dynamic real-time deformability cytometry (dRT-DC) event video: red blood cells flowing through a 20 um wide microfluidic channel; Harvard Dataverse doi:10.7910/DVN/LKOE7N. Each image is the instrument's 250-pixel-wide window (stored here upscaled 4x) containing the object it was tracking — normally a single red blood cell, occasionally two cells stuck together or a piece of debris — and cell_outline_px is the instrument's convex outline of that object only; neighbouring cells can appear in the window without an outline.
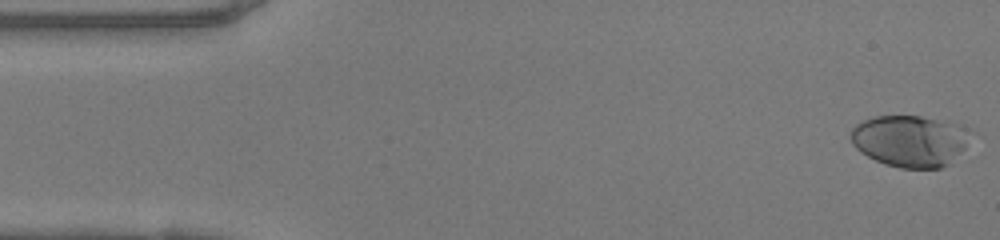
{"species": "human", "species_latin": "Homo sapiens", "temperature_condition": "warm", "stored_images_in_passage": 48, "camera_frame_rate_fps": 3000, "um_per_image_px": 0.085, "donor": {"sex": "female"}, "frame": {"image": 1, "passage_image": 1, "time_ms": 0.0, "image_size_px": [1000, 240], "cell_outline_px": [[976, 132], [964, 148], [948, 164], [940, 168], [900, 168], [884, 164], [860, 152], [852, 144], [852, 128], [856, 124], [872, 116], [920, 116], [948, 120], [960, 124]], "centroid_in_image_um": [77.42, 11.95], "position_along_channel_um": 7.6, "area_um2": 36.47}}
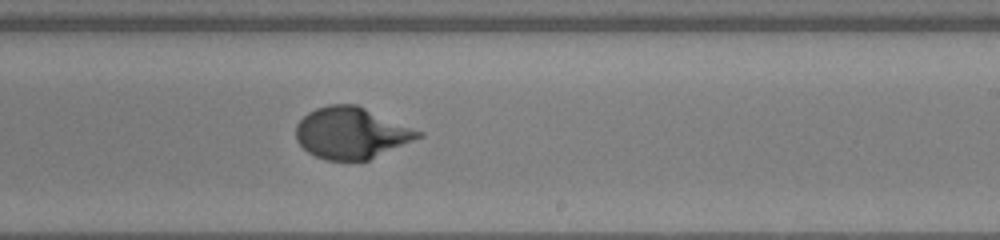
{"frame": {"image": 2, "passage_image": 28, "time_ms": 9.0, "image_size_px": [1000, 240], "cell_outline_px": [[424, 136], [368, 160], [352, 164], [328, 160], [316, 156], [308, 152], [296, 140], [296, 124], [308, 112], [316, 108], [328, 104], [356, 104], [424, 132]], "centroid_in_image_um": [29.87, 11.33], "position_along_channel_um": 259.1, "area_um2": 37.17}}
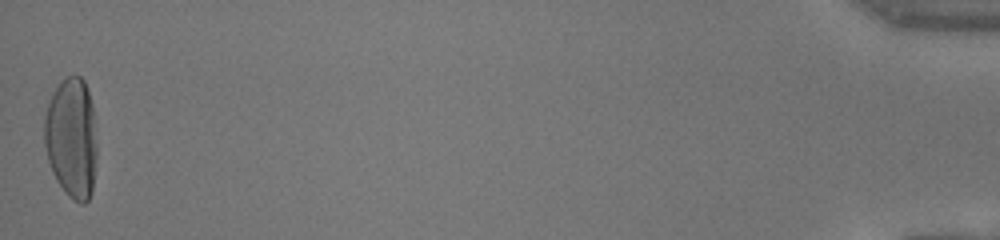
{"frame": {"image": 3, "passage_image": 48, "time_ms": 15.667, "image_size_px": [1000, 240], "cell_outline_px": [[96, 156], [92, 192], [88, 200], [84, 204], [80, 204], [72, 200], [68, 196], [56, 180], [52, 172], [48, 160], [44, 144], [44, 116], [48, 100], [60, 80], [68, 76], [80, 76], [84, 80], [92, 104], [96, 144]], "centroid_in_image_um": [6.06, 11.73], "position_along_channel_um": 429.1, "area_um2": 37.22}, "authors_computed_cell_mechanics": {"area_um2": 36.5585, "velocity_mm_per_s": 4.1527, "shape_relaxation_time_tau1_ms": 4.2196, "shape_relaxation_time_tau2_ms": null, "deformation_change_tau1": 0.259, "deformation_change_tau2": null}}